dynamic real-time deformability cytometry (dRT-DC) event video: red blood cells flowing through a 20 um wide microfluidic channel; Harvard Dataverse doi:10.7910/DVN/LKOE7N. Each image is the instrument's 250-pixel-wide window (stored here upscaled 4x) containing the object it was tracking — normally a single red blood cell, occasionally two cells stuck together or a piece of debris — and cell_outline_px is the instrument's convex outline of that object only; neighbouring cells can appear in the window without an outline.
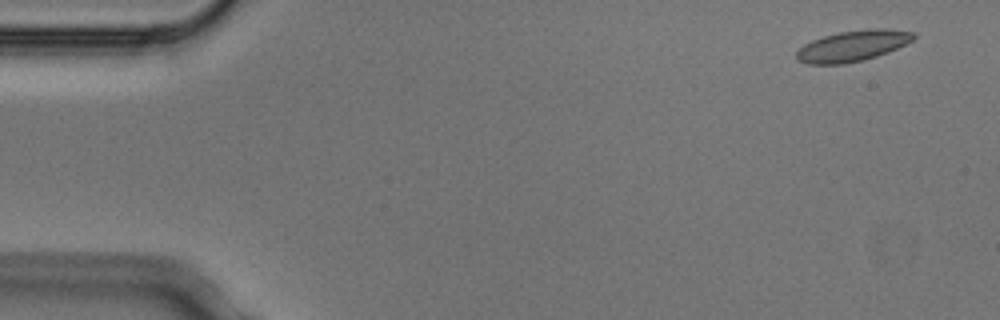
{"species": "Egyptian fruit bat (a non-hibernating species)", "species_latin": "Rousettus aegyptiacus", "temperature_condition": "cold", "stored_images_in_passage": 5, "camera_frame_rate_fps": 3000, "um_per_image_px": 0.085, "animal": {"sex": "male"}, "frame": {"image": 1, "passage_image": 1, "time_ms": 0.0, "image_size_px": [1000, 320], "cell_outline_px": [[916, 36], [912, 40], [888, 52], [864, 60], [844, 64], [808, 64], [796, 60], [796, 52], [804, 44], [812, 40], [824, 36], [840, 32], [868, 28], [888, 28], [916, 32]], "centroid_in_image_um": [72.48, 3.89], "position_along_channel_um": 12.5, "area_um2": 21.15}}